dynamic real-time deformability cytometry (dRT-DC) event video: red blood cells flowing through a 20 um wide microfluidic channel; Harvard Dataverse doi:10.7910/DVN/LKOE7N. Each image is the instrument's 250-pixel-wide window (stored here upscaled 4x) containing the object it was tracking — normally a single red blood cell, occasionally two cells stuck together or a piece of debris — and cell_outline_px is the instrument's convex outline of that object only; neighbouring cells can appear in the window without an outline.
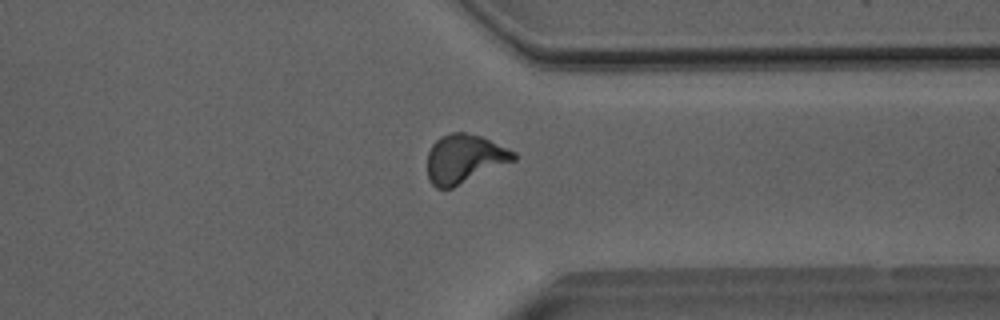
{"species": "Egyptian fruit bat (a non-hibernating species)", "species_latin": "Rousettus aegyptiacus", "temperature_condition": "room temperature", "stored_images_in_passage": 51, "camera_frame_rate_fps": 3000, "um_per_image_px": 0.085, "animal": {"sex": "male"}, "frame": {"image": 1, "passage_image": 40, "time_ms": 13.0, "image_size_px": [1000, 320], "cell_outline_px": [[516, 160], [452, 188], [436, 188], [428, 180], [428, 152], [432, 144], [440, 136], [452, 132], [464, 132], [480, 136], [508, 148], [516, 152]], "centroid_in_image_um": [39.47, 13.49], "position_along_channel_um": 371.9, "area_um2": 24.51}}
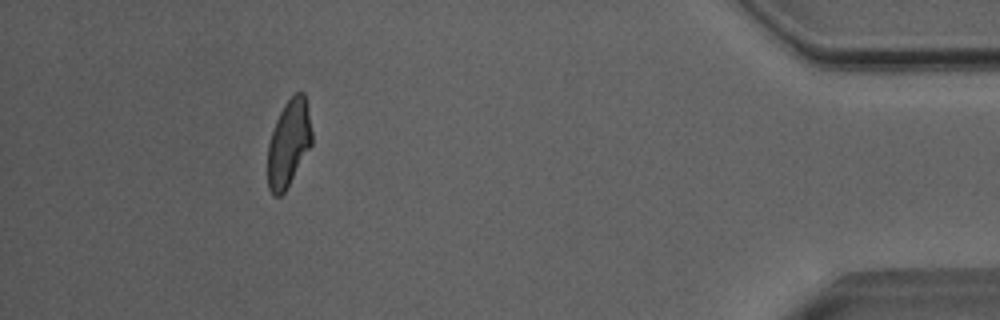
{"frame": {"image": 2, "passage_image": 47, "time_ms": 15.333, "image_size_px": [1000, 320], "cell_outline_px": [[312, 144], [284, 192], [280, 196], [272, 196], [268, 188], [268, 144], [276, 120], [284, 104], [296, 92], [304, 92], [312, 132]], "centroid_in_image_um": [24.53, 12.19], "position_along_channel_um": 410.7, "area_um2": 22.08}, "authors_computed_cell_mechanics": {"area_um2": 23.8136, "velocity_mm_per_s": 4.0359, "shape_relaxation_time_tau1_ms": 4.9844, "shape_relaxation_time_tau2_ms": 0.9783, "deformation_change_tau1": 0.1733, "deformation_change_tau2": 0.0576}}